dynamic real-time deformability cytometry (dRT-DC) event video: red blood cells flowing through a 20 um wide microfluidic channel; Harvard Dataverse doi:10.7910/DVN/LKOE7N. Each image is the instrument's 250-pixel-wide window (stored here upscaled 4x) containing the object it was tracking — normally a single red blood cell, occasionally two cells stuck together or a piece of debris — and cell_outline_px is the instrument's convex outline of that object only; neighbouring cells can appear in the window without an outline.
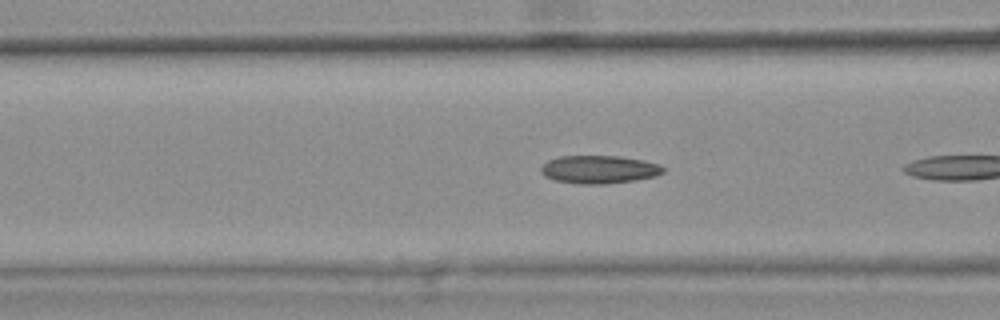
{"species": "common noctule bat (a hibernating species)", "species_latin": "Nyctalus noctula", "temperature_condition": "warm", "stored_images_in_passage": 6, "camera_frame_rate_fps": 3000, "um_per_image_px": 0.085, "animal": {"sex": "female", "body_mass_g": 25.1}, "frame": {"image": 1, "passage_image": 5, "time_ms": 1.333, "image_size_px": [1000, 320], "cell_outline_px": [[664, 172], [656, 176], [636, 180], [604, 184], [576, 184], [552, 180], [544, 176], [540, 172], [540, 168], [548, 160], [560, 156], [616, 156], [644, 160], [660, 164], [664, 168]], "centroid_in_image_um": [50.91, 14.41], "position_along_channel_um": 115.7, "area_um2": 20.17}}